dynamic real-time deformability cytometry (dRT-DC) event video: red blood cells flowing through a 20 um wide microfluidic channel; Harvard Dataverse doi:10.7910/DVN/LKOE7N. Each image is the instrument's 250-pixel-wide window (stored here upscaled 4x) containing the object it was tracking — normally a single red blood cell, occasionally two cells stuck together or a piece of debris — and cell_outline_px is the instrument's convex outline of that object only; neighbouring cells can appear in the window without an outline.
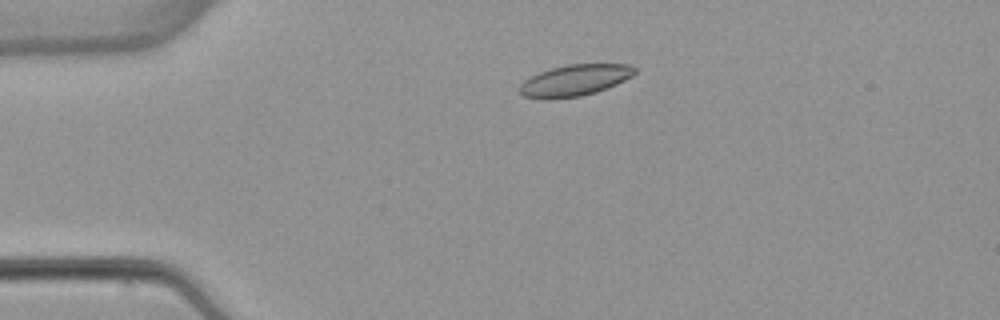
{"species": "common noctule bat (a hibernating species)", "species_latin": "Nyctalus noctula", "temperature_condition": "warm", "stored_images_in_passage": 4, "camera_frame_rate_fps": 3000, "um_per_image_px": 0.085, "animal": {"sex": "female", "body_mass_g": 22.7, "forearm_length_mm": 54.2}, "frame": {"image": 1, "passage_image": 3, "time_ms": 2.333, "image_size_px": [1000, 320], "cell_outline_px": [[636, 72], [632, 76], [616, 84], [596, 92], [580, 96], [552, 100], [548, 100], [524, 96], [520, 92], [520, 84], [524, 80], [540, 72], [552, 68], [568, 64], [632, 64], [636, 68]], "centroid_in_image_um": [48.86, 6.83], "position_along_channel_um": 36.1, "area_um2": 21.04}}